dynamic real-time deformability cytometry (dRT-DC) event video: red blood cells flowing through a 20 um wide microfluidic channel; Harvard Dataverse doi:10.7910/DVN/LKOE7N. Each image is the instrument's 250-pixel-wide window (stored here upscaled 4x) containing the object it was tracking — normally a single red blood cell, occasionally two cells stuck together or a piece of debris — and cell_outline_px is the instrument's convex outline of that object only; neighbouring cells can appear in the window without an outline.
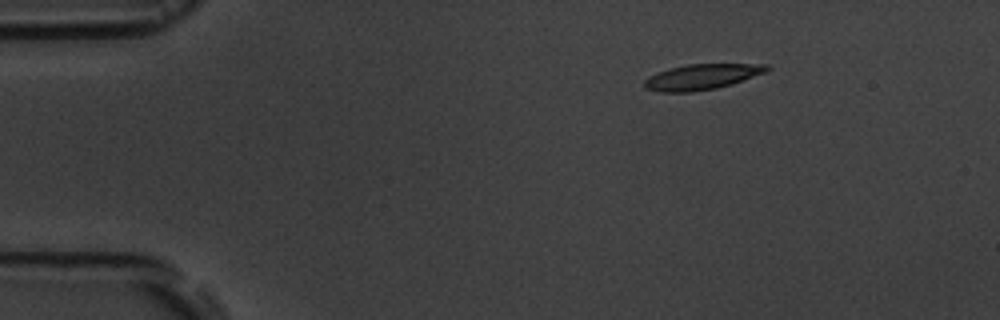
{"species": "common noctule bat (a hibernating species)", "species_latin": "Nyctalus noctula", "temperature_condition": "room temperature", "stored_images_in_passage": 13, "camera_frame_rate_fps": 3000, "um_per_image_px": 0.085, "animal": {"sex": "male", "body_mass_g": 19.5, "forearm_length_mm": 54.6}, "frame": {"image": 1, "passage_image": 1, "time_ms": 0.0, "image_size_px": [1000, 320], "cell_outline_px": [[772, 68], [764, 72], [732, 84], [716, 88], [692, 92], [660, 92], [644, 88], [644, 80], [648, 76], [656, 72], [668, 68], [688, 64], [768, 64]], "centroid_in_image_um": [59.61, 6.53], "position_along_channel_um": 25.4, "area_um2": 18.26}}
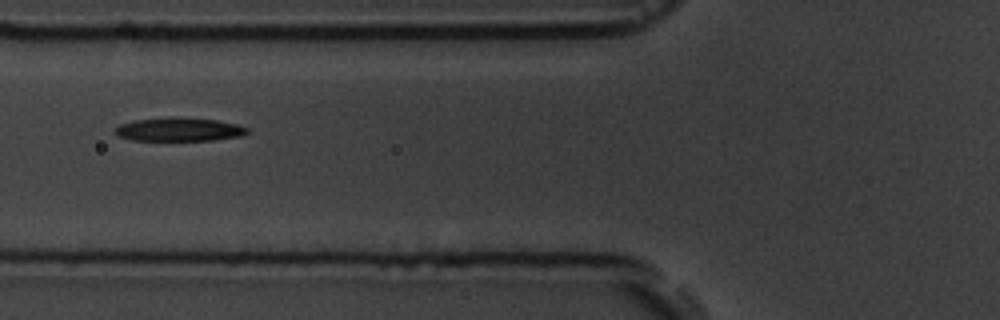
{"frame": {"image": 2, "passage_image": 4, "time_ms": 4.333, "image_size_px": [1000, 320], "cell_outline_px": [[248, 132], [240, 136], [212, 140], [132, 140], [120, 136], [116, 132], [116, 128], [120, 124], [132, 120], [180, 116], [216, 120], [236, 124], [248, 128]], "centroid_in_image_um": [15.23, 10.99], "position_along_channel_um": 110.6, "area_um2": 18.03}}
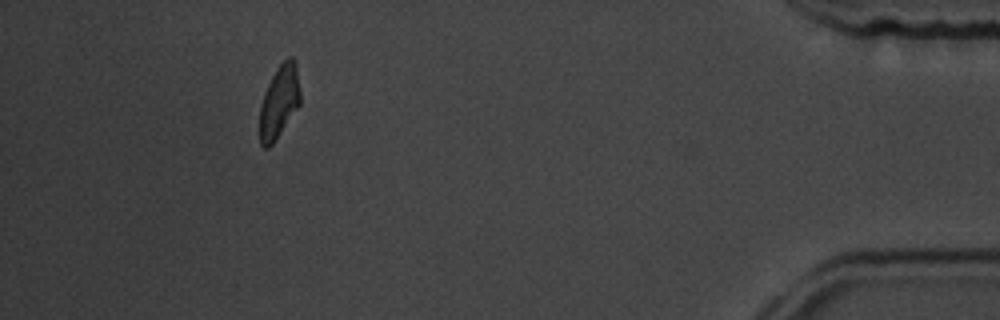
{"frame": {"image": 3, "passage_image": 12, "time_ms": 14.333, "image_size_px": [1000, 320], "cell_outline_px": [[300, 104], [272, 144], [268, 148], [264, 148], [260, 144], [260, 104], [264, 92], [276, 68], [288, 56], [292, 56], [296, 60], [300, 92]], "centroid_in_image_um": [23.74, 8.6], "position_along_channel_um": 411.5, "area_um2": 17.17}, "authors_computed_cell_mechanics": {"area_um2": 18.0336, "velocity_mm_per_s": 3.6153, "shape_relaxation_time_tau1_ms": 7.0789, "shape_relaxation_time_tau2_ms": null, "deformation_change_tau1": 0.19, "deformation_change_tau2": null}}